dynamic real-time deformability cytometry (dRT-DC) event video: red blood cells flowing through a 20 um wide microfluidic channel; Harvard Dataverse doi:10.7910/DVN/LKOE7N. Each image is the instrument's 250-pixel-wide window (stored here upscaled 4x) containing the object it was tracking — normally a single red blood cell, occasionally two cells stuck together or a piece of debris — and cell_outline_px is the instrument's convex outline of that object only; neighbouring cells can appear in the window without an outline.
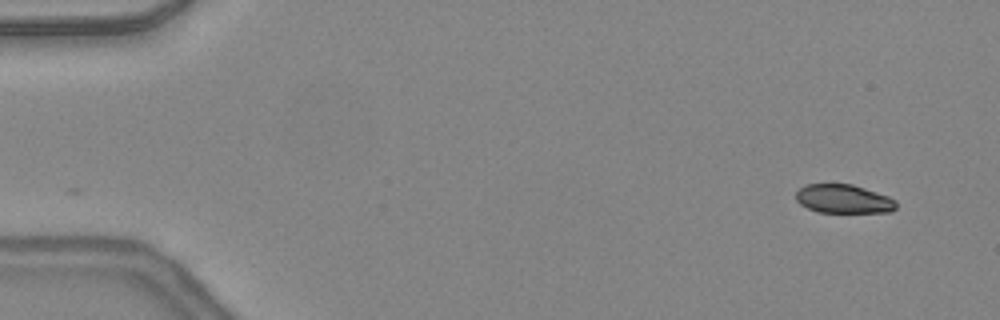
{"species": "common noctule bat (a hibernating species)", "species_latin": "Nyctalus noctula", "temperature_condition": "warm", "stored_images_in_passage": 45, "camera_frame_rate_fps": 3000, "um_per_image_px": 0.085, "animal": {"sex": "female", "body_mass_g": 24.6, "forearm_length_mm": 56.2}, "frame": {"image": 1, "passage_image": 1, "time_ms": 0.0, "image_size_px": [1000, 320], "cell_outline_px": [[896, 208], [892, 212], [820, 212], [808, 208], [800, 204], [796, 200], [796, 192], [804, 184], [852, 184], [888, 196], [896, 200]], "centroid_in_image_um": [71.7, 16.9], "position_along_channel_um": 13.3, "area_um2": 16.76}}
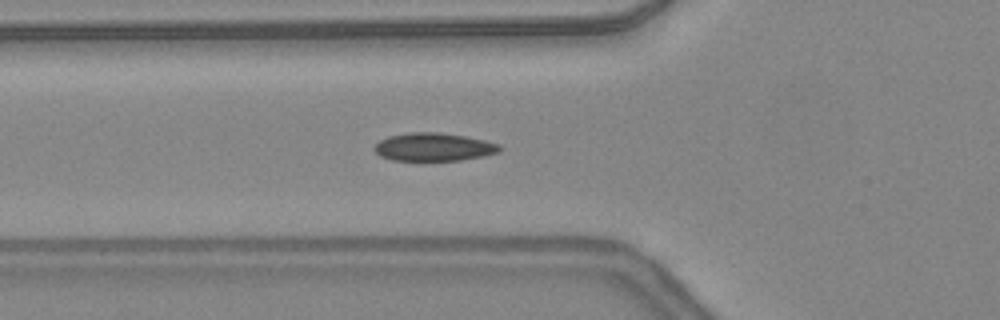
{"frame": {"image": 2, "passage_image": 15, "time_ms": 4.667, "image_size_px": [1000, 320], "cell_outline_px": [[500, 152], [484, 156], [460, 160], [392, 160], [380, 156], [372, 148], [380, 140], [388, 136], [412, 132], [440, 132], [464, 136], [484, 140], [500, 144]], "centroid_in_image_um": [36.86, 12.49], "position_along_channel_um": 88.9, "area_um2": 20.46}}
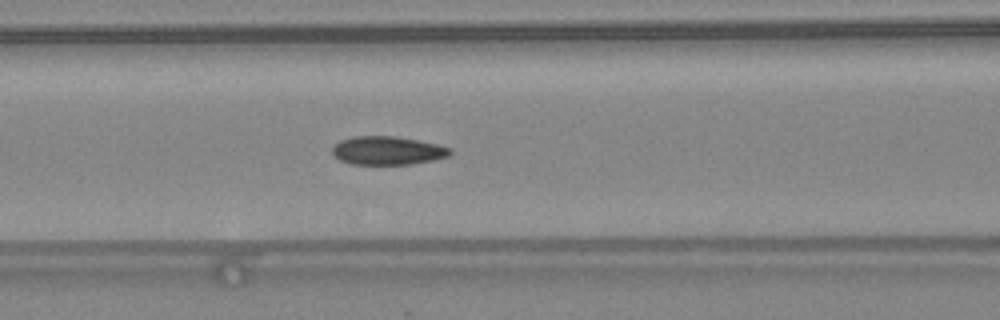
{"frame": {"image": 3, "passage_image": 18, "time_ms": 5.667, "image_size_px": [1000, 320], "cell_outline_px": [[452, 152], [448, 156], [432, 160], [412, 164], [352, 164], [340, 160], [332, 156], [332, 148], [340, 140], [356, 136], [396, 136], [436, 144], [452, 148]], "centroid_in_image_um": [32.92, 12.8], "position_along_channel_um": 133.7, "area_um2": 19.48}, "authors_computed_cell_mechanics": {"area_um2": 19.363, "velocity_mm_per_s": 4.4003, "shape_relaxation_time_tau1_ms": null, "shape_relaxation_time_tau2_ms": 1.916, "deformation_change_tau1": null, "deformation_change_tau2": 0.0592}}